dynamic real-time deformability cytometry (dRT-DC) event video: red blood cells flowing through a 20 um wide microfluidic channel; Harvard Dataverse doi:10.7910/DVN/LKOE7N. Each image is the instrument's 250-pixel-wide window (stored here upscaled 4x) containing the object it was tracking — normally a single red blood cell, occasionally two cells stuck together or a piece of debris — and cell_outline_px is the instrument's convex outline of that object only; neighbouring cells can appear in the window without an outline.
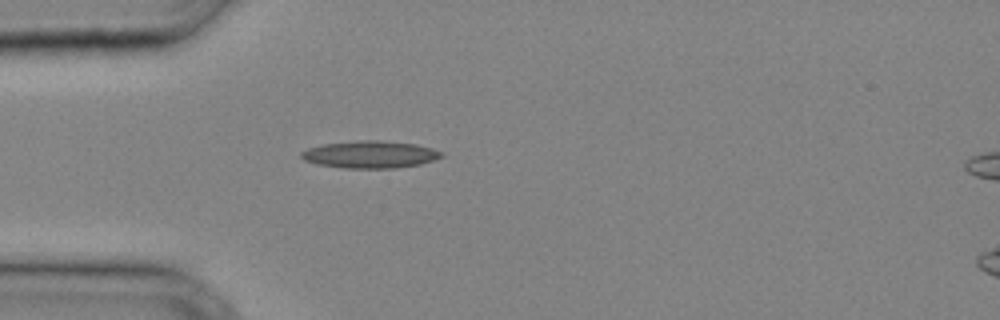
{"species": "common noctule bat (a hibernating species)", "species_latin": "Nyctalus noctula", "temperature_condition": "cold", "stored_images_in_passage": 15, "camera_frame_rate_fps": 3000, "um_per_image_px": 0.085, "animal": {"sex": "male", "body_mass_g": 20.4}, "frame": {"image": 1, "passage_image": 7, "time_ms": 2.0, "image_size_px": [1000, 320], "cell_outline_px": [[444, 156], [420, 164], [396, 168], [344, 168], [316, 164], [304, 160], [300, 156], [300, 152], [308, 148], [324, 144], [360, 140], [380, 140], [416, 144], [432, 148], [444, 152]], "centroid_in_image_um": [31.46, 13.13], "position_along_channel_um": 53.5, "area_um2": 22.31}}